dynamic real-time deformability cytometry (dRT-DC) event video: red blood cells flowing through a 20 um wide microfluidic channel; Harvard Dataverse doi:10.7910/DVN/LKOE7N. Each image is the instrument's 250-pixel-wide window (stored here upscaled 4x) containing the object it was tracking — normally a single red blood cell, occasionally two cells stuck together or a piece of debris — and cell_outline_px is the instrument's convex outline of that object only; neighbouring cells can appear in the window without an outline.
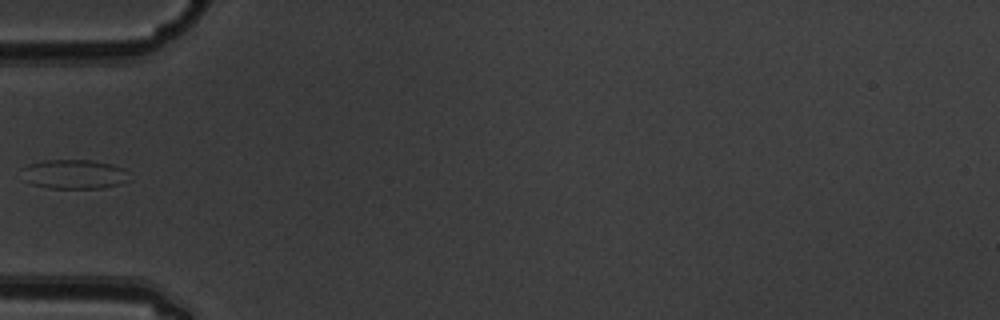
{"species": "common noctule bat (a hibernating species)", "species_latin": "Nyctalus noctula", "temperature_condition": "warm", "stored_images_in_passage": 6, "camera_frame_rate_fps": 3000, "um_per_image_px": 0.085, "animal": {"sex": "male", "body_mass_g": 19.5, "forearm_length_mm": 54.6}, "frame": {"image": 1, "passage_image": 5, "time_ms": 1.333, "image_size_px": [1000, 320], "cell_outline_px": [[128, 180], [120, 184], [104, 188], [48, 188], [32, 184], [24, 180], [20, 168], [28, 164], [44, 160], [92, 160], [112, 164], [124, 168]], "centroid_in_image_um": [6.25, 14.8], "position_along_channel_um": 78.7, "area_um2": 18.5}}
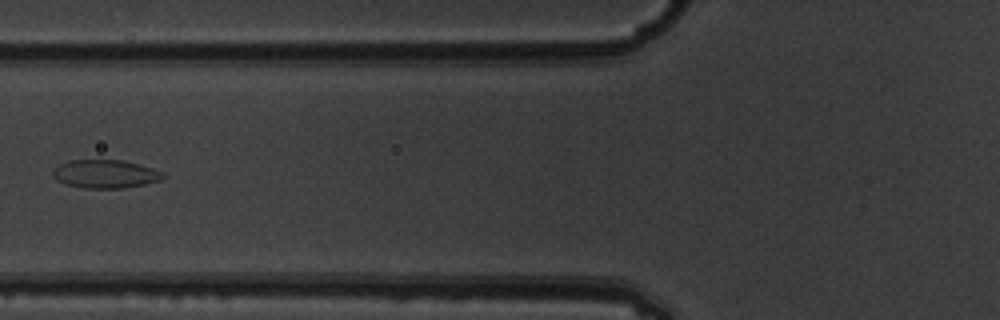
{"frame": {"image": 2, "passage_image": 6, "time_ms": 1.667, "image_size_px": [1000, 320], "cell_outline_px": [[164, 176], [160, 180], [144, 184], [124, 188], [84, 188], [64, 184], [56, 180], [52, 176], [52, 172], [60, 164], [72, 160], [124, 160], [140, 164], [164, 172]], "centroid_in_image_um": [8.95, 14.79], "position_along_channel_um": 116.9, "area_um2": 18.21}}